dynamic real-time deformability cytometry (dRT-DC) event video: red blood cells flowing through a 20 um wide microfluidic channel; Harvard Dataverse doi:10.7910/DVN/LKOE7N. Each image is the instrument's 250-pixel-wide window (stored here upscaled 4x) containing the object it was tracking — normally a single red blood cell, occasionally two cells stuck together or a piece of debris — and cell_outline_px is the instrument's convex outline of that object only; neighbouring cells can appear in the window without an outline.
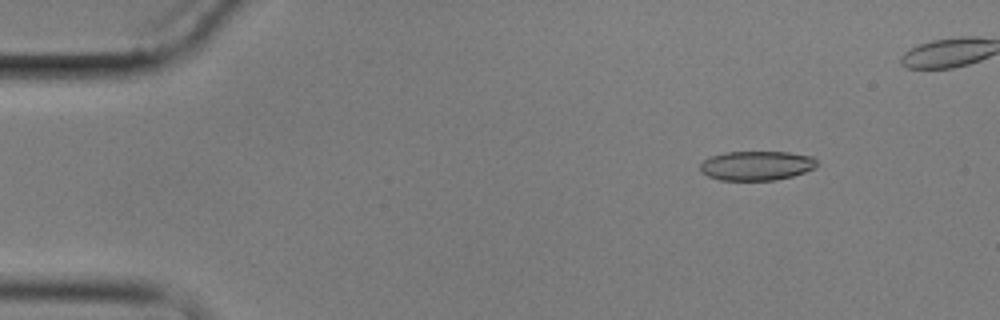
{"species": "common noctule bat (a hibernating species)", "species_latin": "Nyctalus noctula", "temperature_condition": "cold", "stored_images_in_passage": 6, "camera_frame_rate_fps": 3000, "um_per_image_px": 0.085, "animal": {"sex": "male", "body_mass_g": 17.9}, "frame": {"image": 1, "passage_image": 1, "time_ms": 0.0, "image_size_px": [1000, 320], "cell_outline_px": [[816, 168], [792, 176], [776, 180], [720, 180], [708, 176], [700, 172], [700, 164], [704, 160], [712, 156], [724, 152], [788, 152], [812, 156], [816, 160]], "centroid_in_image_um": [64.3, 14.08], "position_along_channel_um": 20.7, "area_um2": 20.0}}
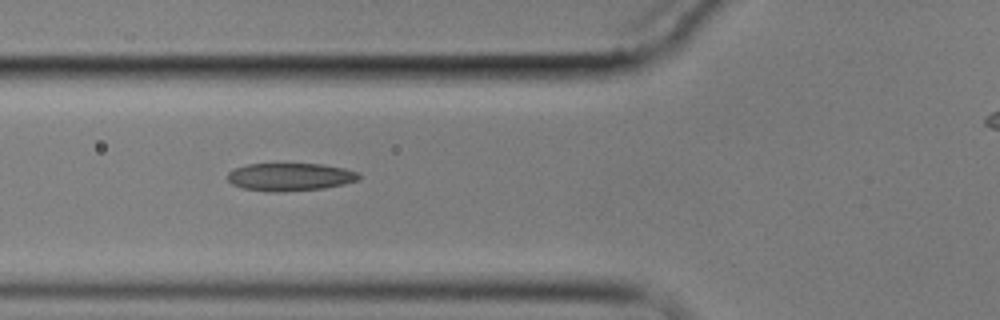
{"frame": {"image": 2, "passage_image": 5, "time_ms": 4.667, "image_size_px": [1000, 320], "cell_outline_px": [[360, 180], [344, 184], [324, 188], [280, 192], [272, 192], [244, 188], [232, 184], [228, 180], [228, 172], [236, 168], [248, 164], [320, 164], [344, 168], [360, 172]], "centroid_in_image_um": [24.7, 15.04], "position_along_channel_um": 101.1, "area_um2": 21.27}}
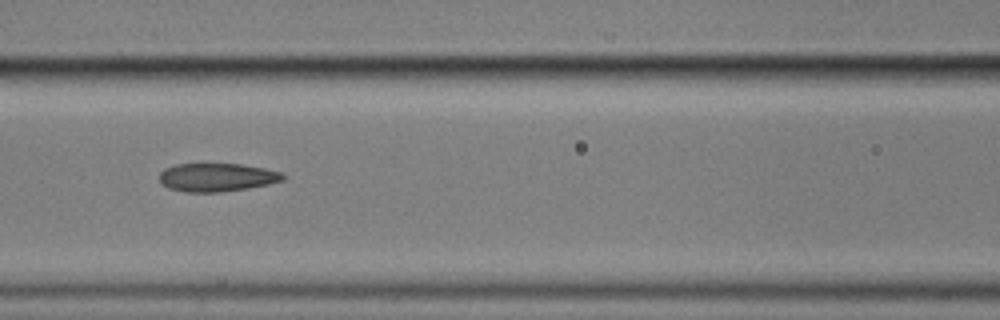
{"frame": {"image": 3, "passage_image": 6, "time_ms": 6.0, "image_size_px": [1000, 320], "cell_outline_px": [[284, 180], [268, 184], [248, 188], [220, 192], [184, 192], [168, 188], [160, 180], [160, 172], [164, 168], [176, 164], [240, 164], [264, 168], [280, 172], [284, 176]], "centroid_in_image_um": [18.42, 15.07], "position_along_channel_um": 148.2, "area_um2": 20.29}}